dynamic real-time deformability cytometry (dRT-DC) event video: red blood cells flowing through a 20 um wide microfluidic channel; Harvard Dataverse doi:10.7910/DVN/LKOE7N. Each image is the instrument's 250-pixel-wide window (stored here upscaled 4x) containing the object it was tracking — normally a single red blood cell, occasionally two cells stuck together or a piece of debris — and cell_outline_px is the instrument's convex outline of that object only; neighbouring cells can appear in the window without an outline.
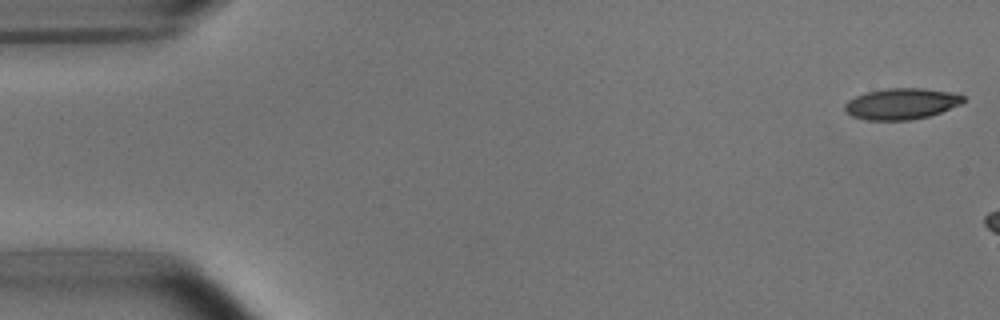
{"species": "common noctule bat (a hibernating species)", "species_latin": "Nyctalus noctula", "temperature_condition": "room temperature", "stored_images_in_passage": 8, "camera_frame_rate_fps": 3000, "um_per_image_px": 0.085, "animal": {"sex": "male", "body_mass_g": 15.6}, "frame": {"image": 1, "passage_image": 1, "time_ms": 0.0, "image_size_px": [1000, 320], "cell_outline_px": [[964, 100], [960, 104], [940, 112], [928, 116], [912, 120], [868, 120], [852, 116], [844, 112], [844, 104], [848, 100], [856, 96], [868, 92], [888, 88], [924, 88], [952, 92], [964, 96]], "centroid_in_image_um": [76.6, 8.82], "position_along_channel_um": 8.4, "area_um2": 21.44}}